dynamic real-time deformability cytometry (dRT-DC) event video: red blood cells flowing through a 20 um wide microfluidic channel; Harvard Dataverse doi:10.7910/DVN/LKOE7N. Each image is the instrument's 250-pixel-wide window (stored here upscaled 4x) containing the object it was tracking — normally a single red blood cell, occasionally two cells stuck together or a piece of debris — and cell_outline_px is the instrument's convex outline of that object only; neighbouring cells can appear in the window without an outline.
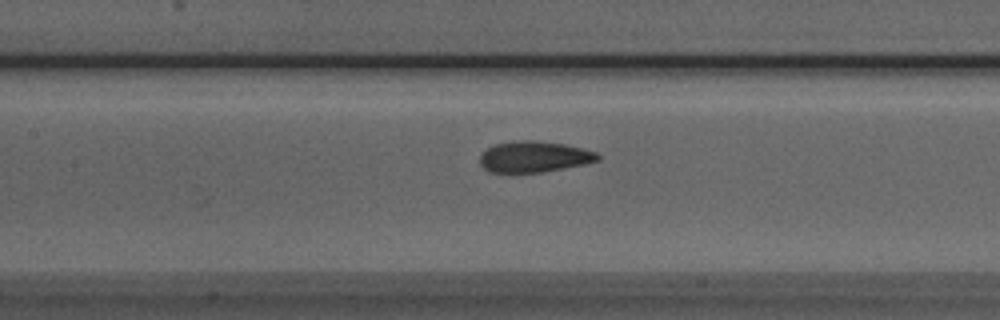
{"species": "Egyptian fruit bat (a non-hibernating species)", "species_latin": "Rousettus aegyptiacus", "temperature_condition": "room temperature", "stored_images_in_passage": 36, "camera_frame_rate_fps": 3000, "um_per_image_px": 0.085, "animal": {"sex": "male"}, "frame": {"image": 1, "passage_image": 9, "time_ms": 2.667, "image_size_px": [1000, 320], "cell_outline_px": [[600, 160], [584, 164], [564, 168], [540, 172], [488, 172], [480, 164], [480, 156], [488, 148], [496, 144], [524, 140], [536, 140], [564, 144], [596, 152], [600, 156]], "centroid_in_image_um": [45.41, 13.33], "position_along_channel_um": 162.0, "area_um2": 21.04}}
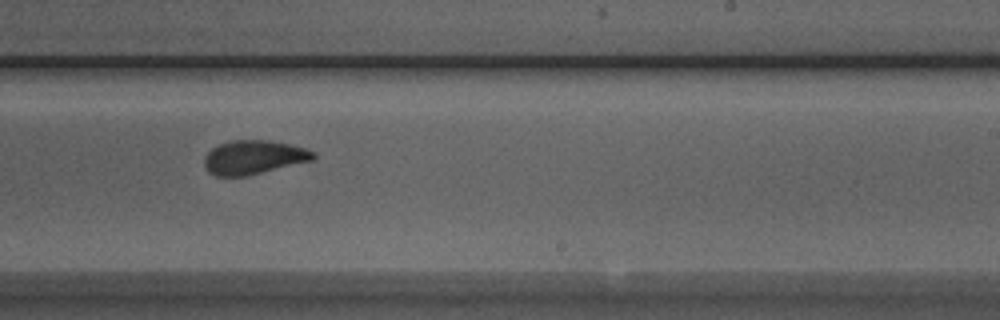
{"frame": {"image": 2, "passage_image": 17, "time_ms": 5.333, "image_size_px": [1000, 320], "cell_outline_px": [[316, 156], [312, 160], [248, 176], [216, 176], [208, 172], [204, 164], [204, 156], [212, 148], [220, 144], [232, 140], [268, 140], [288, 144], [304, 148], [312, 152]], "centroid_in_image_um": [21.52, 13.38], "position_along_channel_um": 267.5, "area_um2": 21.39}}
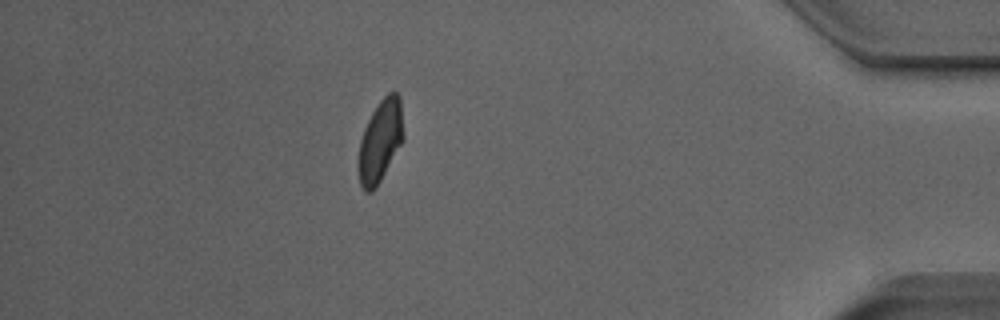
{"frame": {"image": 3, "passage_image": 31, "time_ms": 10.0, "image_size_px": [1000, 320], "cell_outline_px": [[404, 140], [376, 188], [372, 192], [364, 192], [360, 184], [356, 168], [356, 164], [360, 140], [364, 128], [372, 112], [380, 100], [388, 92], [396, 92], [400, 96], [404, 136]], "centroid_in_image_um": [32.3, 12.02], "position_along_channel_um": 402.9, "area_um2": 22.02}, "authors_computed_cell_mechanics": {"area_um2": 21.8484, "velocity_mm_per_s": 3.9692, "shape_relaxation_time_tau1_ms": 4.0317, "shape_relaxation_time_tau2_ms": 1.2246, "deformation_change_tau1": 0.15, "deformation_change_tau2": 0.0547}}